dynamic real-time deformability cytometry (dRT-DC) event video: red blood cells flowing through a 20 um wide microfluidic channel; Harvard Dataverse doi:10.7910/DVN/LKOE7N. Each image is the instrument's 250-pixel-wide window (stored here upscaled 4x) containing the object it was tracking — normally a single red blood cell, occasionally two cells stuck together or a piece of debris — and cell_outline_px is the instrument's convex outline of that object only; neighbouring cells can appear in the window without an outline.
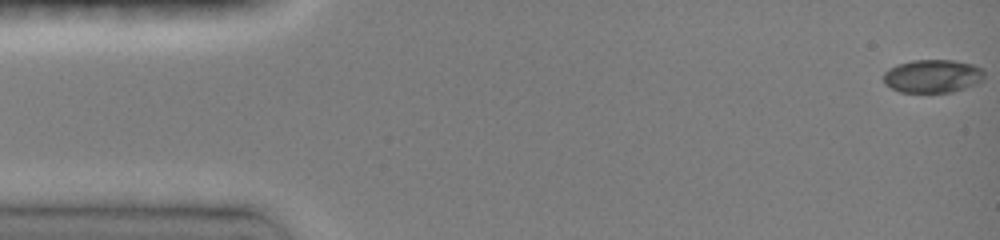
{"species": "common noctule bat (a hibernating species)", "species_latin": "Nyctalus noctula", "temperature_condition": "room temperature", "stored_images_in_passage": 11, "camera_frame_rate_fps": 3000, "um_per_image_px": 0.085, "animal": {"sex": "female", "body_mass_g": 19.0, "forearm_length_mm": 51.5}, "frame": {"image": 1, "passage_image": 1, "time_ms": 0.0, "image_size_px": [1000, 240], "cell_outline_px": [[984, 80], [976, 84], [952, 92], [900, 92], [884, 84], [884, 72], [888, 68], [896, 64], [912, 60], [952, 60], [972, 64], [984, 68]], "centroid_in_image_um": [79.28, 6.46], "position_along_channel_um": 5.7, "area_um2": 19.71}}